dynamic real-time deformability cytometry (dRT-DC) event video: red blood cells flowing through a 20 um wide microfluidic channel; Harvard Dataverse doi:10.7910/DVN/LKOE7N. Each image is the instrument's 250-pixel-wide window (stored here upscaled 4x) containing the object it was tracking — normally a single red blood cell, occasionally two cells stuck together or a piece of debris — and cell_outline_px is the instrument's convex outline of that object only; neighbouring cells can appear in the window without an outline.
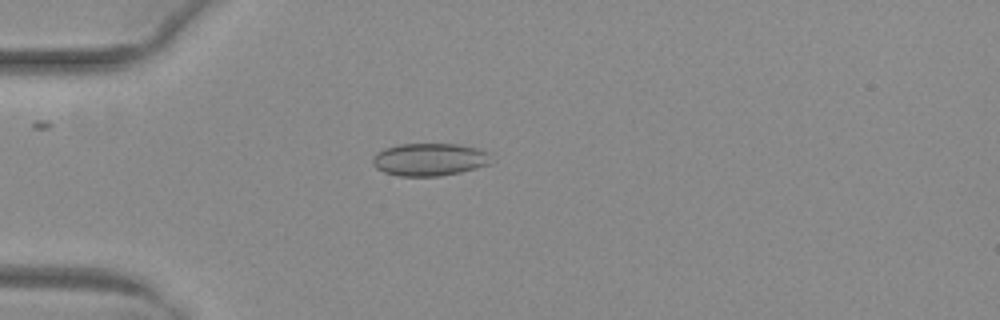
{"species": "common noctule bat (a hibernating species)", "species_latin": "Nyctalus noctula", "temperature_condition": "warm", "stored_images_in_passage": 51, "camera_frame_rate_fps": 3000, "um_per_image_px": 0.085, "animal": {"sex": "female", "body_mass_g": 29.2, "forearm_length_mm": 56.3}, "frame": {"image": 1, "passage_image": 15, "time_ms": 4.667, "image_size_px": [1000, 320], "cell_outline_px": [[492, 164], [460, 172], [440, 176], [400, 176], [384, 172], [376, 168], [372, 164], [372, 156], [376, 152], [384, 148], [400, 144], [456, 144], [480, 148], [488, 152]], "centroid_in_image_um": [36.5, 13.55], "position_along_channel_um": 48.5, "area_um2": 22.77}}
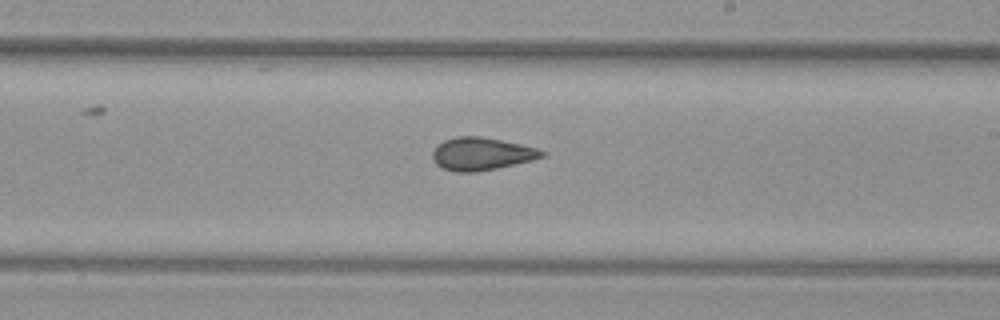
{"frame": {"image": 2, "passage_image": 31, "time_ms": 10.0, "image_size_px": [1000, 320], "cell_outline_px": [[548, 152], [544, 156], [532, 160], [496, 168], [476, 172], [456, 172], [444, 168], [436, 164], [432, 156], [432, 152], [436, 144], [444, 140], [456, 136], [480, 136], [520, 144], [536, 148]], "centroid_in_image_um": [40.9, 13.07], "position_along_channel_um": 248.1, "area_um2": 20.81}}
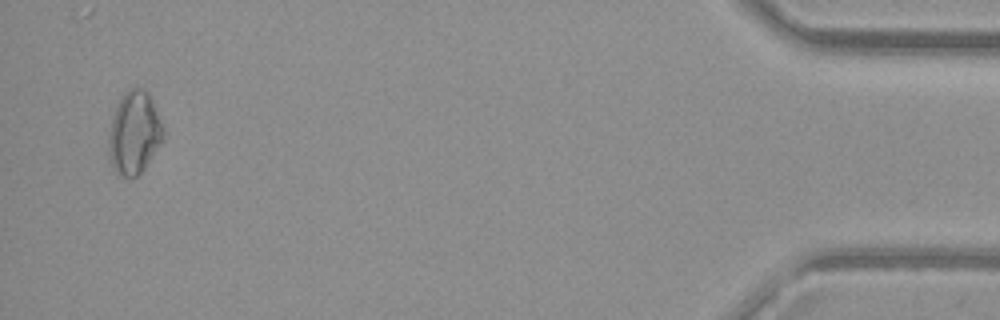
{"frame": {"image": 3, "passage_image": 50, "time_ms": 16.333, "image_size_px": [1000, 320], "cell_outline_px": [[164, 136], [144, 168], [136, 176], [116, 176], [112, 168], [108, 156], [108, 132], [112, 116], [116, 104], [124, 92], [132, 84], [144, 88], [148, 92], [164, 124]], "centroid_in_image_um": [11.38, 11.23], "position_along_channel_um": 423.8, "area_um2": 26.93}, "authors_computed_cell_mechanics": {"area_um2": 22.0796, "velocity_mm_per_s": 4.0748, "shape_relaxation_time_tau1_ms": null, "shape_relaxation_time_tau2_ms": 2.0238, "deformation_change_tau1": null, "deformation_change_tau2": 0.0508}}